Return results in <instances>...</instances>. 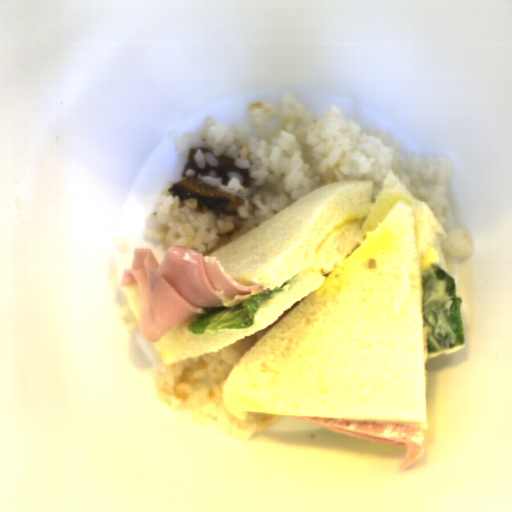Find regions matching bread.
<instances>
[{"instance_id":"obj_1","label":"bread","mask_w":512,"mask_h":512,"mask_svg":"<svg viewBox=\"0 0 512 512\" xmlns=\"http://www.w3.org/2000/svg\"><path fill=\"white\" fill-rule=\"evenodd\" d=\"M375 181L331 182L283 208L207 256L245 286L273 290L246 329L193 334L188 323L157 342L172 365L216 354L263 334L232 368L224 409L304 417L427 422L428 353L423 273L441 267L433 246L446 229L390 168L373 202Z\"/></svg>"}]
</instances>
